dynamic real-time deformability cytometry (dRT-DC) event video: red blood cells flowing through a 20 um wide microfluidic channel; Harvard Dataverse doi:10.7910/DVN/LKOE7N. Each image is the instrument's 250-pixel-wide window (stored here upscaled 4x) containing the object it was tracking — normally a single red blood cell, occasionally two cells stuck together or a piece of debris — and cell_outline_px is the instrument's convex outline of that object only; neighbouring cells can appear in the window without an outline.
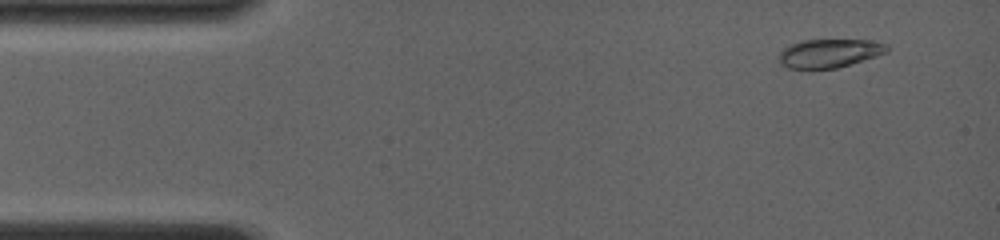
{"species": "common noctule bat (a hibernating species)", "species_latin": "Nyctalus noctula", "temperature_condition": "room temperature", "stored_images_in_passage": 4, "camera_frame_rate_fps": 4000, "um_per_image_px": 0.085, "animal": {"sex": "female", "body_mass_g": 19.0, "forearm_length_mm": 56.7}, "frame": {"image": 1, "passage_image": 2, "time_ms": 0.75, "image_size_px": [1000, 240], "cell_outline_px": [[888, 52], [876, 56], [836, 68], [788, 68], [780, 64], [780, 52], [784, 48], [800, 40], [868, 40], [888, 44]], "centroid_in_image_um": [70.51, 4.51], "position_along_channel_um": 14.5, "area_um2": 17.74}}